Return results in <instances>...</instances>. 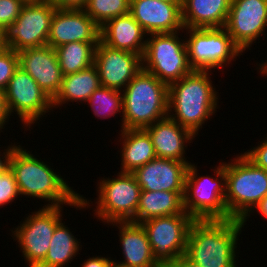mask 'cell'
Returning <instances> with one entry per match:
<instances>
[{
  "label": "cell",
  "instance_id": "6da1fadb",
  "mask_svg": "<svg viewBox=\"0 0 267 267\" xmlns=\"http://www.w3.org/2000/svg\"><path fill=\"white\" fill-rule=\"evenodd\" d=\"M31 152L18 145L9 161L20 195L44 199V206H64L83 209L90 205L89 199L75 192L60 174ZM64 204V205H63Z\"/></svg>",
  "mask_w": 267,
  "mask_h": 267
},
{
  "label": "cell",
  "instance_id": "7a4b0ae2",
  "mask_svg": "<svg viewBox=\"0 0 267 267\" xmlns=\"http://www.w3.org/2000/svg\"><path fill=\"white\" fill-rule=\"evenodd\" d=\"M244 226L231 218L195 220L185 255L201 267H236L237 242Z\"/></svg>",
  "mask_w": 267,
  "mask_h": 267
},
{
  "label": "cell",
  "instance_id": "3957f363",
  "mask_svg": "<svg viewBox=\"0 0 267 267\" xmlns=\"http://www.w3.org/2000/svg\"><path fill=\"white\" fill-rule=\"evenodd\" d=\"M211 74L209 70H193L169 85L168 116L195 136L217 111L219 96L212 86Z\"/></svg>",
  "mask_w": 267,
  "mask_h": 267
},
{
  "label": "cell",
  "instance_id": "277c9868",
  "mask_svg": "<svg viewBox=\"0 0 267 267\" xmlns=\"http://www.w3.org/2000/svg\"><path fill=\"white\" fill-rule=\"evenodd\" d=\"M169 86L142 69L122 90V129H145L168 116Z\"/></svg>",
  "mask_w": 267,
  "mask_h": 267
},
{
  "label": "cell",
  "instance_id": "5b68a950",
  "mask_svg": "<svg viewBox=\"0 0 267 267\" xmlns=\"http://www.w3.org/2000/svg\"><path fill=\"white\" fill-rule=\"evenodd\" d=\"M234 158L231 163L224 162L225 204L228 219L241 220L246 225L253 209L267 196V171L242 153Z\"/></svg>",
  "mask_w": 267,
  "mask_h": 267
},
{
  "label": "cell",
  "instance_id": "8992f818",
  "mask_svg": "<svg viewBox=\"0 0 267 267\" xmlns=\"http://www.w3.org/2000/svg\"><path fill=\"white\" fill-rule=\"evenodd\" d=\"M197 166H188L185 178L184 210L195 220L228 219L225 204L226 173L224 162L213 172L214 177L198 175ZM217 176V177H216Z\"/></svg>",
  "mask_w": 267,
  "mask_h": 267
},
{
  "label": "cell",
  "instance_id": "52a82bcc",
  "mask_svg": "<svg viewBox=\"0 0 267 267\" xmlns=\"http://www.w3.org/2000/svg\"><path fill=\"white\" fill-rule=\"evenodd\" d=\"M177 32L148 34L142 56V69L168 86L193 71L185 39ZM181 39V40H180Z\"/></svg>",
  "mask_w": 267,
  "mask_h": 267
},
{
  "label": "cell",
  "instance_id": "ba28073f",
  "mask_svg": "<svg viewBox=\"0 0 267 267\" xmlns=\"http://www.w3.org/2000/svg\"><path fill=\"white\" fill-rule=\"evenodd\" d=\"M117 177L98 182L95 216L104 223L131 221L137 212L141 187L133 173L118 172Z\"/></svg>",
  "mask_w": 267,
  "mask_h": 267
},
{
  "label": "cell",
  "instance_id": "9c48e42d",
  "mask_svg": "<svg viewBox=\"0 0 267 267\" xmlns=\"http://www.w3.org/2000/svg\"><path fill=\"white\" fill-rule=\"evenodd\" d=\"M188 60L193 70L224 68L242 51L233 43L231 36L222 28H184ZM188 31V32H187ZM230 62V63H229ZM225 64V66H223Z\"/></svg>",
  "mask_w": 267,
  "mask_h": 267
},
{
  "label": "cell",
  "instance_id": "30bf717a",
  "mask_svg": "<svg viewBox=\"0 0 267 267\" xmlns=\"http://www.w3.org/2000/svg\"><path fill=\"white\" fill-rule=\"evenodd\" d=\"M194 221L189 214H176L141 222L153 257L161 267H169L186 253L189 230Z\"/></svg>",
  "mask_w": 267,
  "mask_h": 267
},
{
  "label": "cell",
  "instance_id": "8fae6325",
  "mask_svg": "<svg viewBox=\"0 0 267 267\" xmlns=\"http://www.w3.org/2000/svg\"><path fill=\"white\" fill-rule=\"evenodd\" d=\"M62 207L43 206L11 230L29 267H37L45 259L54 230L63 220Z\"/></svg>",
  "mask_w": 267,
  "mask_h": 267
},
{
  "label": "cell",
  "instance_id": "7c38bea8",
  "mask_svg": "<svg viewBox=\"0 0 267 267\" xmlns=\"http://www.w3.org/2000/svg\"><path fill=\"white\" fill-rule=\"evenodd\" d=\"M50 0L28 2L15 22L5 31V47L15 52L47 45L53 14Z\"/></svg>",
  "mask_w": 267,
  "mask_h": 267
},
{
  "label": "cell",
  "instance_id": "4fadbf2b",
  "mask_svg": "<svg viewBox=\"0 0 267 267\" xmlns=\"http://www.w3.org/2000/svg\"><path fill=\"white\" fill-rule=\"evenodd\" d=\"M10 116L21 119L23 127L32 126L45 113L53 111L52 99L39 87L37 82L21 67H18L4 91Z\"/></svg>",
  "mask_w": 267,
  "mask_h": 267
},
{
  "label": "cell",
  "instance_id": "5bb4252c",
  "mask_svg": "<svg viewBox=\"0 0 267 267\" xmlns=\"http://www.w3.org/2000/svg\"><path fill=\"white\" fill-rule=\"evenodd\" d=\"M266 27L267 0H231L224 28L242 52L266 35Z\"/></svg>",
  "mask_w": 267,
  "mask_h": 267
},
{
  "label": "cell",
  "instance_id": "9a60e30c",
  "mask_svg": "<svg viewBox=\"0 0 267 267\" xmlns=\"http://www.w3.org/2000/svg\"><path fill=\"white\" fill-rule=\"evenodd\" d=\"M94 65L99 72L101 86L122 91L142 70V56L111 48L99 41Z\"/></svg>",
  "mask_w": 267,
  "mask_h": 267
},
{
  "label": "cell",
  "instance_id": "2e32d148",
  "mask_svg": "<svg viewBox=\"0 0 267 267\" xmlns=\"http://www.w3.org/2000/svg\"><path fill=\"white\" fill-rule=\"evenodd\" d=\"M100 26L84 9H60L53 14L47 45L52 48L71 42H99Z\"/></svg>",
  "mask_w": 267,
  "mask_h": 267
},
{
  "label": "cell",
  "instance_id": "e0dca14e",
  "mask_svg": "<svg viewBox=\"0 0 267 267\" xmlns=\"http://www.w3.org/2000/svg\"><path fill=\"white\" fill-rule=\"evenodd\" d=\"M130 14L147 35L184 31L181 1L130 0Z\"/></svg>",
  "mask_w": 267,
  "mask_h": 267
},
{
  "label": "cell",
  "instance_id": "ac0fdd59",
  "mask_svg": "<svg viewBox=\"0 0 267 267\" xmlns=\"http://www.w3.org/2000/svg\"><path fill=\"white\" fill-rule=\"evenodd\" d=\"M19 67L53 99L61 88L63 74L54 48L49 45L18 51Z\"/></svg>",
  "mask_w": 267,
  "mask_h": 267
},
{
  "label": "cell",
  "instance_id": "d6986e66",
  "mask_svg": "<svg viewBox=\"0 0 267 267\" xmlns=\"http://www.w3.org/2000/svg\"><path fill=\"white\" fill-rule=\"evenodd\" d=\"M192 162L154 158L133 172L141 190L185 192V178Z\"/></svg>",
  "mask_w": 267,
  "mask_h": 267
},
{
  "label": "cell",
  "instance_id": "ffe728a7",
  "mask_svg": "<svg viewBox=\"0 0 267 267\" xmlns=\"http://www.w3.org/2000/svg\"><path fill=\"white\" fill-rule=\"evenodd\" d=\"M145 130L151 137L158 158L190 162L186 161L185 147L187 143H191L195 135L189 129L167 116L146 127Z\"/></svg>",
  "mask_w": 267,
  "mask_h": 267
},
{
  "label": "cell",
  "instance_id": "44dd1931",
  "mask_svg": "<svg viewBox=\"0 0 267 267\" xmlns=\"http://www.w3.org/2000/svg\"><path fill=\"white\" fill-rule=\"evenodd\" d=\"M147 33L128 13L106 21L100 27V41L105 45L143 56Z\"/></svg>",
  "mask_w": 267,
  "mask_h": 267
},
{
  "label": "cell",
  "instance_id": "7402d4cb",
  "mask_svg": "<svg viewBox=\"0 0 267 267\" xmlns=\"http://www.w3.org/2000/svg\"><path fill=\"white\" fill-rule=\"evenodd\" d=\"M110 224L119 228L124 260L118 263L131 267H161L153 257L147 233L141 223L119 221Z\"/></svg>",
  "mask_w": 267,
  "mask_h": 267
},
{
  "label": "cell",
  "instance_id": "603a6c76",
  "mask_svg": "<svg viewBox=\"0 0 267 267\" xmlns=\"http://www.w3.org/2000/svg\"><path fill=\"white\" fill-rule=\"evenodd\" d=\"M231 0H181L184 28L225 27Z\"/></svg>",
  "mask_w": 267,
  "mask_h": 267
},
{
  "label": "cell",
  "instance_id": "cb8c5ba5",
  "mask_svg": "<svg viewBox=\"0 0 267 267\" xmlns=\"http://www.w3.org/2000/svg\"><path fill=\"white\" fill-rule=\"evenodd\" d=\"M184 193L141 190L137 212L131 221L141 223L162 216L187 214Z\"/></svg>",
  "mask_w": 267,
  "mask_h": 267
},
{
  "label": "cell",
  "instance_id": "d4e9b609",
  "mask_svg": "<svg viewBox=\"0 0 267 267\" xmlns=\"http://www.w3.org/2000/svg\"><path fill=\"white\" fill-rule=\"evenodd\" d=\"M121 172L133 173L156 158L150 135L145 129H122Z\"/></svg>",
  "mask_w": 267,
  "mask_h": 267
},
{
  "label": "cell",
  "instance_id": "484cf974",
  "mask_svg": "<svg viewBox=\"0 0 267 267\" xmlns=\"http://www.w3.org/2000/svg\"><path fill=\"white\" fill-rule=\"evenodd\" d=\"M101 86L99 72L95 65L76 73L63 76L61 88L52 99L53 108L66 102H87L91 94Z\"/></svg>",
  "mask_w": 267,
  "mask_h": 267
},
{
  "label": "cell",
  "instance_id": "4316f807",
  "mask_svg": "<svg viewBox=\"0 0 267 267\" xmlns=\"http://www.w3.org/2000/svg\"><path fill=\"white\" fill-rule=\"evenodd\" d=\"M64 224L65 222L61 221L56 226L47 255L37 267H64L80 254L82 245Z\"/></svg>",
  "mask_w": 267,
  "mask_h": 267
},
{
  "label": "cell",
  "instance_id": "83f0119b",
  "mask_svg": "<svg viewBox=\"0 0 267 267\" xmlns=\"http://www.w3.org/2000/svg\"><path fill=\"white\" fill-rule=\"evenodd\" d=\"M99 42H71L55 48L63 76L79 72L94 65L95 50Z\"/></svg>",
  "mask_w": 267,
  "mask_h": 267
},
{
  "label": "cell",
  "instance_id": "f1b7e54d",
  "mask_svg": "<svg viewBox=\"0 0 267 267\" xmlns=\"http://www.w3.org/2000/svg\"><path fill=\"white\" fill-rule=\"evenodd\" d=\"M95 117L108 118L123 112L122 91L100 86L87 101Z\"/></svg>",
  "mask_w": 267,
  "mask_h": 267
},
{
  "label": "cell",
  "instance_id": "f546056e",
  "mask_svg": "<svg viewBox=\"0 0 267 267\" xmlns=\"http://www.w3.org/2000/svg\"><path fill=\"white\" fill-rule=\"evenodd\" d=\"M84 11L101 27L112 18L130 13V0H88Z\"/></svg>",
  "mask_w": 267,
  "mask_h": 267
},
{
  "label": "cell",
  "instance_id": "4dcf8cb0",
  "mask_svg": "<svg viewBox=\"0 0 267 267\" xmlns=\"http://www.w3.org/2000/svg\"><path fill=\"white\" fill-rule=\"evenodd\" d=\"M19 67L18 53L13 49L4 47L0 50V91H5L9 80Z\"/></svg>",
  "mask_w": 267,
  "mask_h": 267
},
{
  "label": "cell",
  "instance_id": "1f68e13d",
  "mask_svg": "<svg viewBox=\"0 0 267 267\" xmlns=\"http://www.w3.org/2000/svg\"><path fill=\"white\" fill-rule=\"evenodd\" d=\"M24 5L23 0H0V29L4 33L20 15Z\"/></svg>",
  "mask_w": 267,
  "mask_h": 267
},
{
  "label": "cell",
  "instance_id": "d6a6232c",
  "mask_svg": "<svg viewBox=\"0 0 267 267\" xmlns=\"http://www.w3.org/2000/svg\"><path fill=\"white\" fill-rule=\"evenodd\" d=\"M20 195L13 172L8 168L0 174V206L8 205Z\"/></svg>",
  "mask_w": 267,
  "mask_h": 267
},
{
  "label": "cell",
  "instance_id": "836d02e7",
  "mask_svg": "<svg viewBox=\"0 0 267 267\" xmlns=\"http://www.w3.org/2000/svg\"><path fill=\"white\" fill-rule=\"evenodd\" d=\"M258 146L245 151L243 154L256 166L267 171V137Z\"/></svg>",
  "mask_w": 267,
  "mask_h": 267
},
{
  "label": "cell",
  "instance_id": "e575fe53",
  "mask_svg": "<svg viewBox=\"0 0 267 267\" xmlns=\"http://www.w3.org/2000/svg\"><path fill=\"white\" fill-rule=\"evenodd\" d=\"M50 2L60 9H84L88 0H50Z\"/></svg>",
  "mask_w": 267,
  "mask_h": 267
},
{
  "label": "cell",
  "instance_id": "d590c367",
  "mask_svg": "<svg viewBox=\"0 0 267 267\" xmlns=\"http://www.w3.org/2000/svg\"><path fill=\"white\" fill-rule=\"evenodd\" d=\"M112 263L113 260L110 257L95 256L85 260L82 267H111Z\"/></svg>",
  "mask_w": 267,
  "mask_h": 267
},
{
  "label": "cell",
  "instance_id": "8d00e7d4",
  "mask_svg": "<svg viewBox=\"0 0 267 267\" xmlns=\"http://www.w3.org/2000/svg\"><path fill=\"white\" fill-rule=\"evenodd\" d=\"M10 114L6 104V98L3 91H0V132L1 129L7 124L6 122L9 121Z\"/></svg>",
  "mask_w": 267,
  "mask_h": 267
},
{
  "label": "cell",
  "instance_id": "74e56055",
  "mask_svg": "<svg viewBox=\"0 0 267 267\" xmlns=\"http://www.w3.org/2000/svg\"><path fill=\"white\" fill-rule=\"evenodd\" d=\"M16 147L17 145H15V143L14 145H10V146L8 145V148L4 149V152L2 153L4 156L1 155V152H0V156H2L0 157V174L9 168L10 157Z\"/></svg>",
  "mask_w": 267,
  "mask_h": 267
},
{
  "label": "cell",
  "instance_id": "f35d334b",
  "mask_svg": "<svg viewBox=\"0 0 267 267\" xmlns=\"http://www.w3.org/2000/svg\"><path fill=\"white\" fill-rule=\"evenodd\" d=\"M169 267H201L191 259H189L185 254L177 258Z\"/></svg>",
  "mask_w": 267,
  "mask_h": 267
},
{
  "label": "cell",
  "instance_id": "ab89813d",
  "mask_svg": "<svg viewBox=\"0 0 267 267\" xmlns=\"http://www.w3.org/2000/svg\"><path fill=\"white\" fill-rule=\"evenodd\" d=\"M259 212L261 216L267 219V196L258 203V205L253 209V211Z\"/></svg>",
  "mask_w": 267,
  "mask_h": 267
},
{
  "label": "cell",
  "instance_id": "60d3db41",
  "mask_svg": "<svg viewBox=\"0 0 267 267\" xmlns=\"http://www.w3.org/2000/svg\"><path fill=\"white\" fill-rule=\"evenodd\" d=\"M258 65H259V67L256 69L260 70V75L262 74L263 77H264V75L267 76V60H266V62L263 61L261 64L260 63L257 64V66Z\"/></svg>",
  "mask_w": 267,
  "mask_h": 267
},
{
  "label": "cell",
  "instance_id": "b9f144b4",
  "mask_svg": "<svg viewBox=\"0 0 267 267\" xmlns=\"http://www.w3.org/2000/svg\"><path fill=\"white\" fill-rule=\"evenodd\" d=\"M5 47V34L4 32L0 29V50Z\"/></svg>",
  "mask_w": 267,
  "mask_h": 267
},
{
  "label": "cell",
  "instance_id": "7bdbcfd3",
  "mask_svg": "<svg viewBox=\"0 0 267 267\" xmlns=\"http://www.w3.org/2000/svg\"><path fill=\"white\" fill-rule=\"evenodd\" d=\"M111 267H131V266H125V265H122V264L118 263L117 261L113 260Z\"/></svg>",
  "mask_w": 267,
  "mask_h": 267
},
{
  "label": "cell",
  "instance_id": "ee69618b",
  "mask_svg": "<svg viewBox=\"0 0 267 267\" xmlns=\"http://www.w3.org/2000/svg\"><path fill=\"white\" fill-rule=\"evenodd\" d=\"M25 3H28V2H36V1H40V0H23Z\"/></svg>",
  "mask_w": 267,
  "mask_h": 267
},
{
  "label": "cell",
  "instance_id": "f6af8a7d",
  "mask_svg": "<svg viewBox=\"0 0 267 267\" xmlns=\"http://www.w3.org/2000/svg\"><path fill=\"white\" fill-rule=\"evenodd\" d=\"M159 1H181V0H159Z\"/></svg>",
  "mask_w": 267,
  "mask_h": 267
}]
</instances>
